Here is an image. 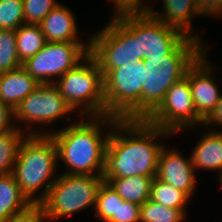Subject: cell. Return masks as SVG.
I'll use <instances>...</instances> for the list:
<instances>
[{"label": "cell", "mask_w": 222, "mask_h": 222, "mask_svg": "<svg viewBox=\"0 0 222 222\" xmlns=\"http://www.w3.org/2000/svg\"><path fill=\"white\" fill-rule=\"evenodd\" d=\"M72 111L54 83L40 84L15 108L13 121L51 125Z\"/></svg>", "instance_id": "7c38bea8"}, {"label": "cell", "mask_w": 222, "mask_h": 222, "mask_svg": "<svg viewBox=\"0 0 222 222\" xmlns=\"http://www.w3.org/2000/svg\"><path fill=\"white\" fill-rule=\"evenodd\" d=\"M13 111L0 101V135L11 131L17 124L13 125ZM12 120V121H11Z\"/></svg>", "instance_id": "d6a6232c"}, {"label": "cell", "mask_w": 222, "mask_h": 222, "mask_svg": "<svg viewBox=\"0 0 222 222\" xmlns=\"http://www.w3.org/2000/svg\"><path fill=\"white\" fill-rule=\"evenodd\" d=\"M201 43L186 36L168 55L143 59L142 101L124 119L145 120L162 102L167 90L183 79L189 67L207 51Z\"/></svg>", "instance_id": "3957f363"}, {"label": "cell", "mask_w": 222, "mask_h": 222, "mask_svg": "<svg viewBox=\"0 0 222 222\" xmlns=\"http://www.w3.org/2000/svg\"><path fill=\"white\" fill-rule=\"evenodd\" d=\"M57 160L58 151L51 135H26L21 142L12 175L33 205H39L45 199L56 181ZM42 188L41 194L35 196Z\"/></svg>", "instance_id": "277c9868"}, {"label": "cell", "mask_w": 222, "mask_h": 222, "mask_svg": "<svg viewBox=\"0 0 222 222\" xmlns=\"http://www.w3.org/2000/svg\"><path fill=\"white\" fill-rule=\"evenodd\" d=\"M150 199L164 207L181 209L187 214L185 205L190 197L185 192L155 176L152 182Z\"/></svg>", "instance_id": "603a6c76"}, {"label": "cell", "mask_w": 222, "mask_h": 222, "mask_svg": "<svg viewBox=\"0 0 222 222\" xmlns=\"http://www.w3.org/2000/svg\"><path fill=\"white\" fill-rule=\"evenodd\" d=\"M143 60L113 69L104 78L106 115L124 119L141 101Z\"/></svg>", "instance_id": "9c48e42d"}, {"label": "cell", "mask_w": 222, "mask_h": 222, "mask_svg": "<svg viewBox=\"0 0 222 222\" xmlns=\"http://www.w3.org/2000/svg\"><path fill=\"white\" fill-rule=\"evenodd\" d=\"M118 222H140V205L119 201Z\"/></svg>", "instance_id": "f546056e"}, {"label": "cell", "mask_w": 222, "mask_h": 222, "mask_svg": "<svg viewBox=\"0 0 222 222\" xmlns=\"http://www.w3.org/2000/svg\"><path fill=\"white\" fill-rule=\"evenodd\" d=\"M154 177L130 176L123 178H108L112 188L119 194L124 201L144 204L150 199L151 187Z\"/></svg>", "instance_id": "ffe728a7"}, {"label": "cell", "mask_w": 222, "mask_h": 222, "mask_svg": "<svg viewBox=\"0 0 222 222\" xmlns=\"http://www.w3.org/2000/svg\"><path fill=\"white\" fill-rule=\"evenodd\" d=\"M16 43L21 63L34 56L46 44L40 25L23 24L17 30Z\"/></svg>", "instance_id": "7402d4cb"}, {"label": "cell", "mask_w": 222, "mask_h": 222, "mask_svg": "<svg viewBox=\"0 0 222 222\" xmlns=\"http://www.w3.org/2000/svg\"><path fill=\"white\" fill-rule=\"evenodd\" d=\"M58 4L56 0H23L25 24L39 25Z\"/></svg>", "instance_id": "83f0119b"}, {"label": "cell", "mask_w": 222, "mask_h": 222, "mask_svg": "<svg viewBox=\"0 0 222 222\" xmlns=\"http://www.w3.org/2000/svg\"><path fill=\"white\" fill-rule=\"evenodd\" d=\"M182 156L174 148L168 150L164 146L158 159L156 177L185 192L191 198L194 195L197 178L191 157Z\"/></svg>", "instance_id": "5bb4252c"}, {"label": "cell", "mask_w": 222, "mask_h": 222, "mask_svg": "<svg viewBox=\"0 0 222 222\" xmlns=\"http://www.w3.org/2000/svg\"><path fill=\"white\" fill-rule=\"evenodd\" d=\"M163 14L152 8L150 14L167 26L180 30L185 36L202 41L198 34H194L192 18L201 16L196 0H162Z\"/></svg>", "instance_id": "9a60e30c"}, {"label": "cell", "mask_w": 222, "mask_h": 222, "mask_svg": "<svg viewBox=\"0 0 222 222\" xmlns=\"http://www.w3.org/2000/svg\"><path fill=\"white\" fill-rule=\"evenodd\" d=\"M216 125V126H222V94L220 96V99L218 100L215 108L212 110V112L203 120V125L205 128H209V125Z\"/></svg>", "instance_id": "836d02e7"}, {"label": "cell", "mask_w": 222, "mask_h": 222, "mask_svg": "<svg viewBox=\"0 0 222 222\" xmlns=\"http://www.w3.org/2000/svg\"><path fill=\"white\" fill-rule=\"evenodd\" d=\"M39 85L40 83L22 66L6 71L0 77V101L14 111L19 103Z\"/></svg>", "instance_id": "e0dca14e"}, {"label": "cell", "mask_w": 222, "mask_h": 222, "mask_svg": "<svg viewBox=\"0 0 222 222\" xmlns=\"http://www.w3.org/2000/svg\"><path fill=\"white\" fill-rule=\"evenodd\" d=\"M22 66L18 58L15 30L0 29V69L3 72Z\"/></svg>", "instance_id": "484cf974"}, {"label": "cell", "mask_w": 222, "mask_h": 222, "mask_svg": "<svg viewBox=\"0 0 222 222\" xmlns=\"http://www.w3.org/2000/svg\"><path fill=\"white\" fill-rule=\"evenodd\" d=\"M89 40V54L98 63L103 78L113 69L143 60L140 58L139 38L115 17Z\"/></svg>", "instance_id": "52a82bcc"}, {"label": "cell", "mask_w": 222, "mask_h": 222, "mask_svg": "<svg viewBox=\"0 0 222 222\" xmlns=\"http://www.w3.org/2000/svg\"><path fill=\"white\" fill-rule=\"evenodd\" d=\"M203 135L190 153L194 170H218L222 175V131L213 130Z\"/></svg>", "instance_id": "ac0fdd59"}, {"label": "cell", "mask_w": 222, "mask_h": 222, "mask_svg": "<svg viewBox=\"0 0 222 222\" xmlns=\"http://www.w3.org/2000/svg\"><path fill=\"white\" fill-rule=\"evenodd\" d=\"M32 205L22 193L12 173L0 175V222L24 212Z\"/></svg>", "instance_id": "d6986e66"}, {"label": "cell", "mask_w": 222, "mask_h": 222, "mask_svg": "<svg viewBox=\"0 0 222 222\" xmlns=\"http://www.w3.org/2000/svg\"><path fill=\"white\" fill-rule=\"evenodd\" d=\"M136 38H139L140 58L164 57L186 36L178 29L167 26L151 14L116 17Z\"/></svg>", "instance_id": "8fae6325"}, {"label": "cell", "mask_w": 222, "mask_h": 222, "mask_svg": "<svg viewBox=\"0 0 222 222\" xmlns=\"http://www.w3.org/2000/svg\"><path fill=\"white\" fill-rule=\"evenodd\" d=\"M103 179L95 175L59 174L45 199L39 204L44 217L58 219L92 206Z\"/></svg>", "instance_id": "8992f818"}, {"label": "cell", "mask_w": 222, "mask_h": 222, "mask_svg": "<svg viewBox=\"0 0 222 222\" xmlns=\"http://www.w3.org/2000/svg\"><path fill=\"white\" fill-rule=\"evenodd\" d=\"M46 218L44 217L42 208L40 205L34 204L24 212L9 217L4 222H44Z\"/></svg>", "instance_id": "4dcf8cb0"}, {"label": "cell", "mask_w": 222, "mask_h": 222, "mask_svg": "<svg viewBox=\"0 0 222 222\" xmlns=\"http://www.w3.org/2000/svg\"><path fill=\"white\" fill-rule=\"evenodd\" d=\"M54 84L73 112L77 109L86 117L106 115L103 74L90 54Z\"/></svg>", "instance_id": "5b68a950"}, {"label": "cell", "mask_w": 222, "mask_h": 222, "mask_svg": "<svg viewBox=\"0 0 222 222\" xmlns=\"http://www.w3.org/2000/svg\"><path fill=\"white\" fill-rule=\"evenodd\" d=\"M3 73H4V72L0 69V77L3 75Z\"/></svg>", "instance_id": "d590c367"}, {"label": "cell", "mask_w": 222, "mask_h": 222, "mask_svg": "<svg viewBox=\"0 0 222 222\" xmlns=\"http://www.w3.org/2000/svg\"><path fill=\"white\" fill-rule=\"evenodd\" d=\"M115 6L114 17L123 15L150 14L151 7L142 0H112ZM145 5V6H144Z\"/></svg>", "instance_id": "f1b7e54d"}, {"label": "cell", "mask_w": 222, "mask_h": 222, "mask_svg": "<svg viewBox=\"0 0 222 222\" xmlns=\"http://www.w3.org/2000/svg\"><path fill=\"white\" fill-rule=\"evenodd\" d=\"M72 10L58 4L39 24L46 42L80 41Z\"/></svg>", "instance_id": "2e32d148"}, {"label": "cell", "mask_w": 222, "mask_h": 222, "mask_svg": "<svg viewBox=\"0 0 222 222\" xmlns=\"http://www.w3.org/2000/svg\"><path fill=\"white\" fill-rule=\"evenodd\" d=\"M153 126L170 133L203 125V119L197 114L186 77L174 83L165 93L159 106L145 119Z\"/></svg>", "instance_id": "30bf717a"}, {"label": "cell", "mask_w": 222, "mask_h": 222, "mask_svg": "<svg viewBox=\"0 0 222 222\" xmlns=\"http://www.w3.org/2000/svg\"><path fill=\"white\" fill-rule=\"evenodd\" d=\"M196 4L200 13L204 16L221 18L222 16V0H196Z\"/></svg>", "instance_id": "1f68e13d"}, {"label": "cell", "mask_w": 222, "mask_h": 222, "mask_svg": "<svg viewBox=\"0 0 222 222\" xmlns=\"http://www.w3.org/2000/svg\"><path fill=\"white\" fill-rule=\"evenodd\" d=\"M85 118L81 116L77 122H71L66 128L54 132L52 130L49 135L56 143L58 160L69 169L63 171L64 174L101 176L104 151L118 118L109 115ZM88 118H91L90 121ZM105 125L110 128V131L105 132L106 135L101 132Z\"/></svg>", "instance_id": "7a4b0ae2"}, {"label": "cell", "mask_w": 222, "mask_h": 222, "mask_svg": "<svg viewBox=\"0 0 222 222\" xmlns=\"http://www.w3.org/2000/svg\"><path fill=\"white\" fill-rule=\"evenodd\" d=\"M206 52L196 59L185 76L190 84L196 112L203 120L212 112L221 96L213 77L214 67L206 60Z\"/></svg>", "instance_id": "4fadbf2b"}, {"label": "cell", "mask_w": 222, "mask_h": 222, "mask_svg": "<svg viewBox=\"0 0 222 222\" xmlns=\"http://www.w3.org/2000/svg\"><path fill=\"white\" fill-rule=\"evenodd\" d=\"M23 24V0H0V29L17 30Z\"/></svg>", "instance_id": "4316f807"}, {"label": "cell", "mask_w": 222, "mask_h": 222, "mask_svg": "<svg viewBox=\"0 0 222 222\" xmlns=\"http://www.w3.org/2000/svg\"><path fill=\"white\" fill-rule=\"evenodd\" d=\"M90 40L46 42L41 50L22 63L27 73L40 84L55 83L69 70L75 68L88 55Z\"/></svg>", "instance_id": "ba28073f"}, {"label": "cell", "mask_w": 222, "mask_h": 222, "mask_svg": "<svg viewBox=\"0 0 222 222\" xmlns=\"http://www.w3.org/2000/svg\"><path fill=\"white\" fill-rule=\"evenodd\" d=\"M186 216L181 209L164 207L151 199L140 206V222H184Z\"/></svg>", "instance_id": "d4e9b609"}, {"label": "cell", "mask_w": 222, "mask_h": 222, "mask_svg": "<svg viewBox=\"0 0 222 222\" xmlns=\"http://www.w3.org/2000/svg\"><path fill=\"white\" fill-rule=\"evenodd\" d=\"M119 201H124L112 186L103 181L99 187L95 214L102 222H118Z\"/></svg>", "instance_id": "cb8c5ba5"}, {"label": "cell", "mask_w": 222, "mask_h": 222, "mask_svg": "<svg viewBox=\"0 0 222 222\" xmlns=\"http://www.w3.org/2000/svg\"><path fill=\"white\" fill-rule=\"evenodd\" d=\"M170 134L145 120L118 119L111 129L104 151L103 181L130 176L155 177L160 152L164 147L158 141Z\"/></svg>", "instance_id": "6da1fadb"}, {"label": "cell", "mask_w": 222, "mask_h": 222, "mask_svg": "<svg viewBox=\"0 0 222 222\" xmlns=\"http://www.w3.org/2000/svg\"><path fill=\"white\" fill-rule=\"evenodd\" d=\"M22 130L20 126H15L11 131L0 135V175L12 173L19 146L26 135H49V131H38L33 128L26 132Z\"/></svg>", "instance_id": "44dd1931"}, {"label": "cell", "mask_w": 222, "mask_h": 222, "mask_svg": "<svg viewBox=\"0 0 222 222\" xmlns=\"http://www.w3.org/2000/svg\"><path fill=\"white\" fill-rule=\"evenodd\" d=\"M219 181H220V185H222V175L220 176Z\"/></svg>", "instance_id": "e575fe53"}]
</instances>
